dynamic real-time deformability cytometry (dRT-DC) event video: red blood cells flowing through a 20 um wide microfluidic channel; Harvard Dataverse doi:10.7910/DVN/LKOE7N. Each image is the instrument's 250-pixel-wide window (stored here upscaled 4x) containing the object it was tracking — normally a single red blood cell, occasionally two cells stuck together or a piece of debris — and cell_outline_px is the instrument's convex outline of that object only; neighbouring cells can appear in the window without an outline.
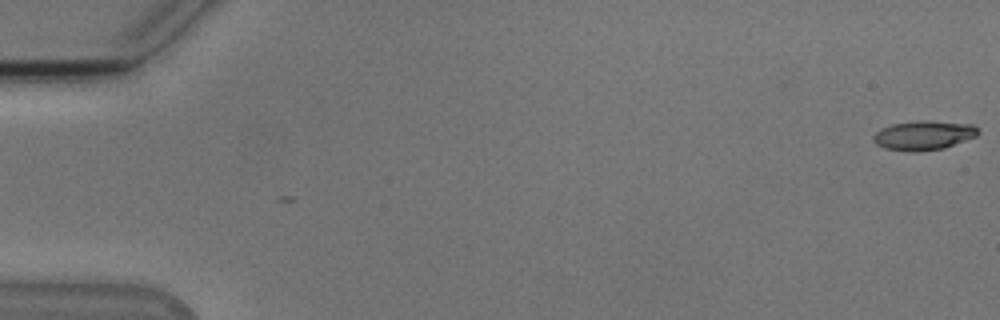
{"species": "Egyptian fruit bat (a non-hibernating species)", "species_latin": "Rousettus aegyptiacus", "temperature_condition": "cold", "stored_images_in_passage": 8, "camera_frame_rate_fps": 3000, "um_per_image_px": 0.085, "animal": {"sex": "male"}, "frame": {"image": 1, "passage_image": 1, "time_ms": 0.0, "image_size_px": [1000, 320], "cell_outline_px": [[980, 132], [976, 136], [944, 148], [916, 152], [884, 148], [876, 144], [872, 140], [872, 136], [880, 128], [892, 124], [920, 120], [928, 120], [972, 124]], "centroid_in_image_um": [78.48, 11.49], "position_along_channel_um": 6.5, "area_um2": 17.92}}